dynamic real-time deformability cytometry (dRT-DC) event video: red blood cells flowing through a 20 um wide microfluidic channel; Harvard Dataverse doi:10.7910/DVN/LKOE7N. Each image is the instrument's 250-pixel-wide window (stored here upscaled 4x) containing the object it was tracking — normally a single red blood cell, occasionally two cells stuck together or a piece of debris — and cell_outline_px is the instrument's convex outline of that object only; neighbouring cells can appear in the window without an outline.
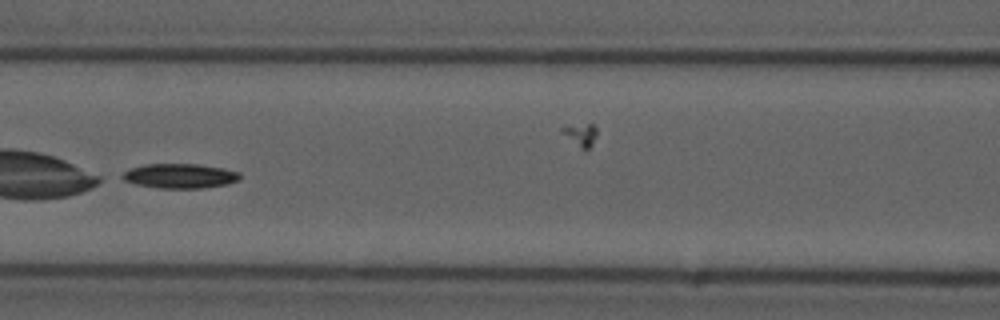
{"species": "common noctule bat (a hibernating species)", "species_latin": "Nyctalus noctula", "temperature_condition": "cold", "stored_images_in_passage": 35, "camera_frame_rate_fps": 3000, "um_per_image_px": 0.085, "animal": {"sex": "male", "forearm_length_mm": 52.5}, "frame": {"image": 1, "passage_image": 16, "time_ms": 5.0, "image_size_px": [1000, 320], "cell_outline_px": [[240, 180], [228, 184], [204, 188], [160, 188], [136, 184], [124, 180], [116, 176], [132, 168], [144, 164], [196, 164], [224, 168], [240, 172]], "centroid_in_image_um": [15.29, 14.95], "position_along_channel_um": 151.3, "area_um2": 16.99}}